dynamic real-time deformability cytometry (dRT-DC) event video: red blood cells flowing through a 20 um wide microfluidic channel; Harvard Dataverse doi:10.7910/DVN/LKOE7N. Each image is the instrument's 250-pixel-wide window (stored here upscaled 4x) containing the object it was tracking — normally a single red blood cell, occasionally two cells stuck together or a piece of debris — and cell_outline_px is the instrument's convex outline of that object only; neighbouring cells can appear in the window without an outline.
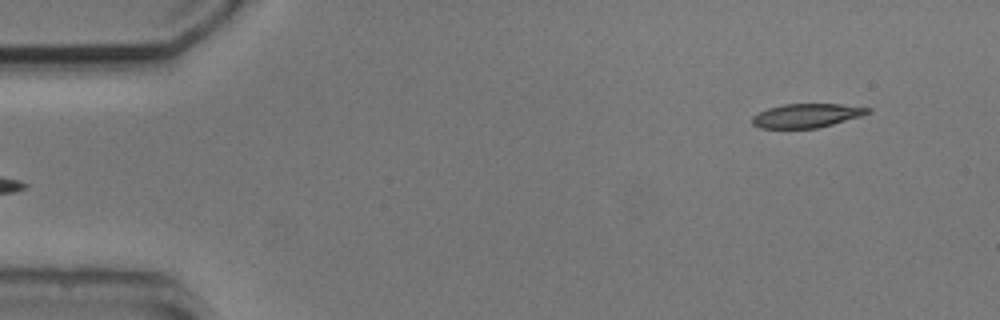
{"species": "common noctule bat (a hibernating species)", "species_latin": "Nyctalus noctula", "temperature_condition": "cold", "stored_images_in_passage": 5, "segment_of_instrument_passage": [2, 2], "camera_frame_rate_fps": 3000, "um_per_image_px": 0.085, "animal": {"sex": "male", "body_mass_g": 20.5, "forearm_length_mm": 52.5}, "frame": {"image": 1, "passage_image": 5, "time_ms": 5.667, "image_size_px": [1000, 320], "cell_outline_px": [[872, 112], [860, 116], [832, 124], [816, 128], [760, 128], [752, 124], [752, 116], [768, 108], [784, 104], [840, 104], [872, 108]], "centroid_in_image_um": [68.56, 9.82], "position_along_channel_um": 16.4, "area_um2": 16.01}}